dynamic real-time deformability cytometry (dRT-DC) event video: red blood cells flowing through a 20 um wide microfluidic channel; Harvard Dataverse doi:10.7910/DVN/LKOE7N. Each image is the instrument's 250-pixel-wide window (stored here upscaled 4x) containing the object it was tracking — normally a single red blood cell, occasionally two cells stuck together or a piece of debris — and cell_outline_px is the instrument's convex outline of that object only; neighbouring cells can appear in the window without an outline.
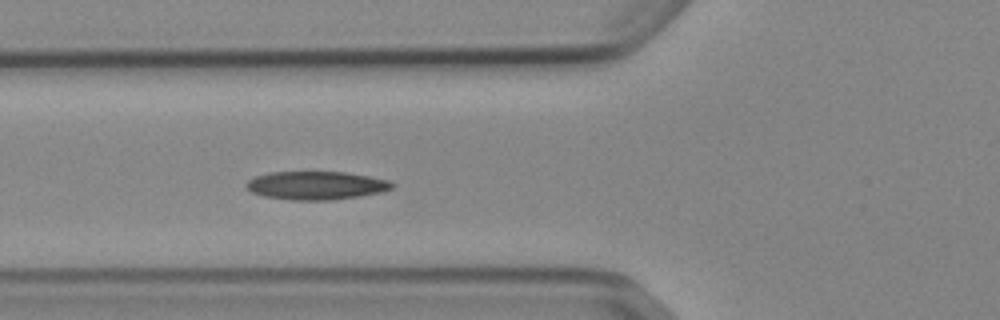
{"species": "Egyptian fruit bat (a non-hibernating species)", "species_latin": "Rousettus aegyptiacus", "temperature_condition": "cold", "stored_images_in_passage": 17, "camera_frame_rate_fps": 3000, "um_per_image_px": 0.085, "animal": {"sex": "female"}, "frame": {"image": 1, "passage_image": 8, "time_ms": 2.333, "image_size_px": [1000, 320], "cell_outline_px": [[396, 184], [392, 188], [380, 192], [332, 200], [292, 200], [264, 196], [252, 192], [244, 184], [248, 180], [256, 176], [268, 172], [348, 172], [388, 180]], "centroid_in_image_um": [26.86, 15.75], "position_along_channel_um": 98.9, "area_um2": 23.93}}
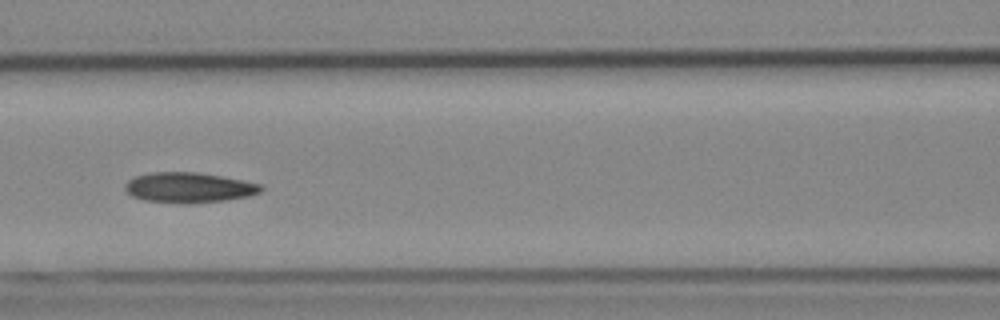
{"frame": {"image": 2, "passage_image": 12, "time_ms": 3.667, "image_size_px": [1000, 320], "cell_outline_px": [[264, 188], [260, 192], [248, 196], [224, 200], [188, 204], [184, 204], [144, 200], [132, 196], [124, 188], [124, 184], [128, 180], [136, 176], [152, 172], [196, 172], [220, 176], [260, 184]], "centroid_in_image_um": [16.02, 15.95], "position_along_channel_um": 150.6, "area_um2": 23.81}}